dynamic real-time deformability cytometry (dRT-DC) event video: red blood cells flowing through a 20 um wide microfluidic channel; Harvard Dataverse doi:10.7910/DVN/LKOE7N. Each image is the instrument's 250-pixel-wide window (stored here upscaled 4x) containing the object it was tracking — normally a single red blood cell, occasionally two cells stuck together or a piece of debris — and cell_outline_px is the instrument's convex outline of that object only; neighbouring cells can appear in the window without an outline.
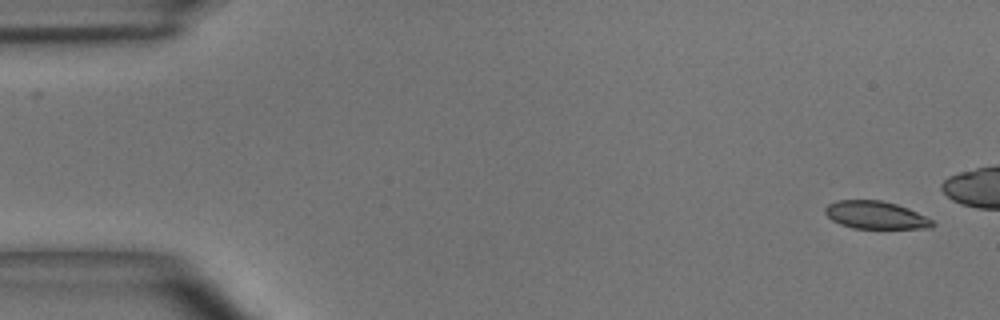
{"species": "common noctule bat (a hibernating species)", "species_latin": "Nyctalus noctula", "temperature_condition": "room temperature", "stored_images_in_passage": 14, "camera_frame_rate_fps": 3000, "um_per_image_px": 0.085, "animal": {"sex": "male", "body_mass_g": 15.6}, "frame": {"image": 1, "passage_image": 1, "time_ms": 0.0, "image_size_px": [1000, 320], "cell_outline_px": [[936, 224], [932, 228], [852, 228], [840, 224], [832, 220], [824, 212], [824, 208], [828, 204], [836, 200], [880, 200], [896, 204], [908, 208], [932, 220]], "centroid_in_image_um": [74.41, 18.28], "position_along_channel_um": 10.6, "area_um2": 17.28}}